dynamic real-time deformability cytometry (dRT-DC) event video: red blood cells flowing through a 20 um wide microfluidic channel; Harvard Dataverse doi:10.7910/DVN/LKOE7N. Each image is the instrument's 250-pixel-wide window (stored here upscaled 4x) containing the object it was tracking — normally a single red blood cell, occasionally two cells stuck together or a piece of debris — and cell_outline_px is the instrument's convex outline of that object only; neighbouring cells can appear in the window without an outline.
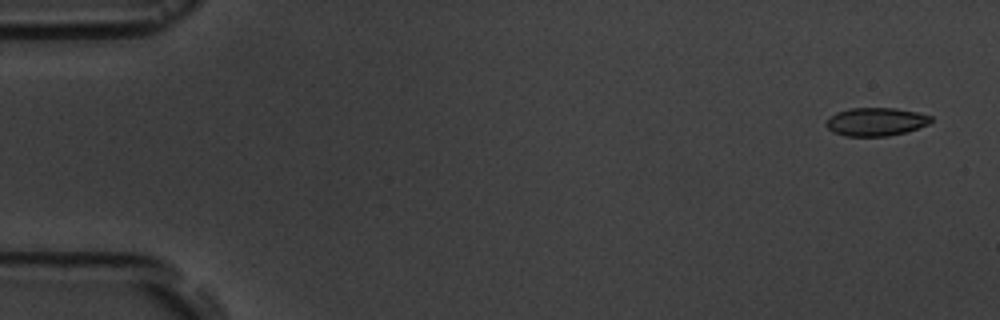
{"species": "common noctule bat (a hibernating species)", "species_latin": "Nyctalus noctula", "temperature_condition": "room temperature", "stored_images_in_passage": 5, "camera_frame_rate_fps": 3000, "um_per_image_px": 0.085, "animal": {"sex": "male", "body_mass_g": 19.5, "forearm_length_mm": 54.6}, "frame": {"image": 1, "passage_image": 1, "time_ms": 0.0, "image_size_px": [1000, 320], "cell_outline_px": [[932, 120], [928, 124], [904, 132], [888, 136], [844, 136], [832, 132], [824, 124], [836, 112], [852, 108], [896, 108], [916, 112], [932, 116]], "centroid_in_image_um": [74.43, 10.35], "position_along_channel_um": 10.6, "area_um2": 17.11}}
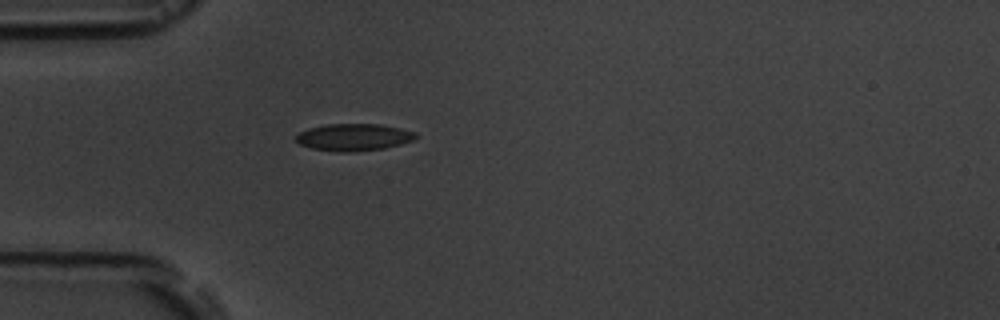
{"frame": {"image": 2, "passage_image": 5, "time_ms": 4.667, "image_size_px": [1000, 320], "cell_outline_px": [[416, 140], [384, 148], [352, 152], [340, 152], [312, 148], [300, 144], [296, 140], [296, 136], [300, 132], [308, 128], [328, 124], [380, 124], [400, 128], [416, 132]], "centroid_in_image_um": [30.09, 11.66], "position_along_channel_um": 54.9, "area_um2": 18.84}}